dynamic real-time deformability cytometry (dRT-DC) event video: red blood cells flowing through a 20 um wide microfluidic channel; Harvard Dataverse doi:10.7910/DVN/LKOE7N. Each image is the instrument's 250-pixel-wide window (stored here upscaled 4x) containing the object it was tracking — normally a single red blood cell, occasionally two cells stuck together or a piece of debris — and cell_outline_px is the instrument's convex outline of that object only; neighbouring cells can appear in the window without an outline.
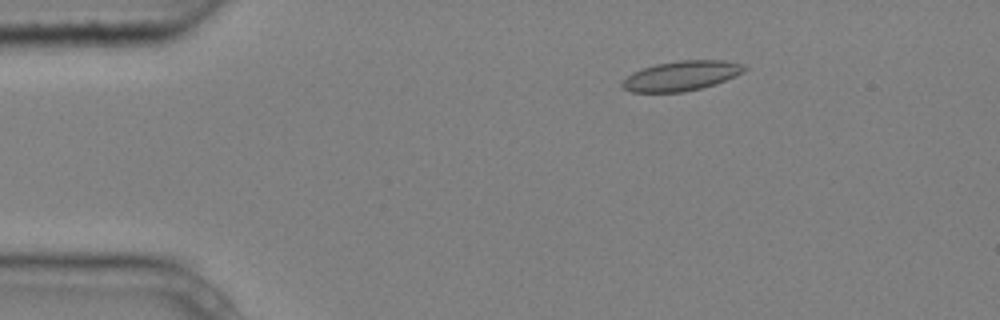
{"species": "common noctule bat (a hibernating species)", "species_latin": "Nyctalus noctula", "temperature_condition": "cold", "stored_images_in_passage": 5, "camera_frame_rate_fps": 3000, "um_per_image_px": 0.085, "animal": {"sex": "male", "body_mass_g": 20.4}, "frame": {"image": 1, "passage_image": 3, "time_ms": 0.667, "image_size_px": [1000, 320], "cell_outline_px": [[748, 68], [744, 72], [736, 76], [716, 84], [684, 92], [632, 92], [624, 88], [620, 84], [632, 72], [640, 68], [656, 64], [680, 60], [724, 60], [740, 64]], "centroid_in_image_um": [57.92, 6.44], "position_along_channel_um": 27.1, "area_um2": 21.21}}
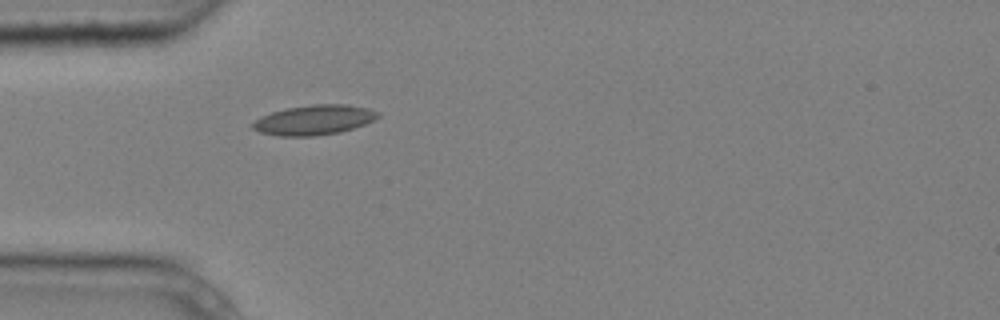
{"frame": {"image": 2, "passage_image": 5, "time_ms": 1.333, "image_size_px": [1000, 320], "cell_outline_px": [[380, 116], [376, 120], [340, 132], [316, 136], [280, 136], [260, 132], [252, 128], [252, 124], [260, 116], [272, 112], [288, 108], [312, 104], [348, 104], [368, 108], [380, 112]], "centroid_in_image_um": [26.73, 10.19], "position_along_channel_um": 58.3, "area_um2": 21.85}}